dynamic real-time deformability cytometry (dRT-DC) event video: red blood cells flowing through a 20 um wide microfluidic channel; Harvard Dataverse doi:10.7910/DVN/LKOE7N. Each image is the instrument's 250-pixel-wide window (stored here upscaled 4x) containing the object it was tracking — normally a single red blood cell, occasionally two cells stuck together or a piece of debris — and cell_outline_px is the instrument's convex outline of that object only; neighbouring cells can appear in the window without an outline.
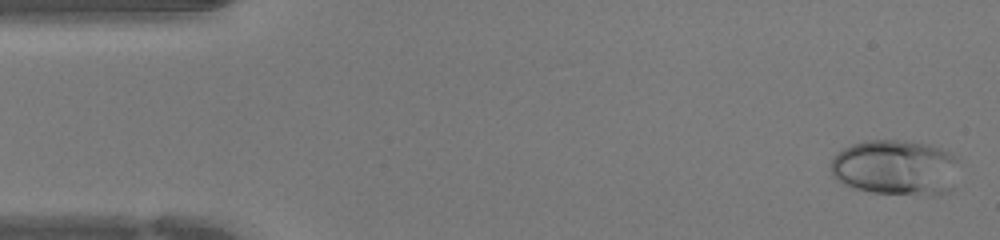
{"species": "human", "species_latin": "Homo sapiens", "temperature_condition": "warm", "stored_images_in_passage": 43, "camera_frame_rate_fps": 3000, "um_per_image_px": 0.085, "donor": {"sex": "female"}, "frame": {"image": 1, "passage_image": 1, "time_ms": 0.0, "image_size_px": [1000, 240], "cell_outline_px": [[956, 160], [952, 192], [940, 196], [928, 196], [872, 192], [856, 188], [844, 184], [836, 180], [832, 176], [832, 156], [844, 148], [852, 144], [864, 140], [912, 140], [928, 144], [952, 152], [956, 156]], "centroid_in_image_um": [76.15, 14.25], "position_along_channel_um": 8.9, "area_um2": 42.14}}
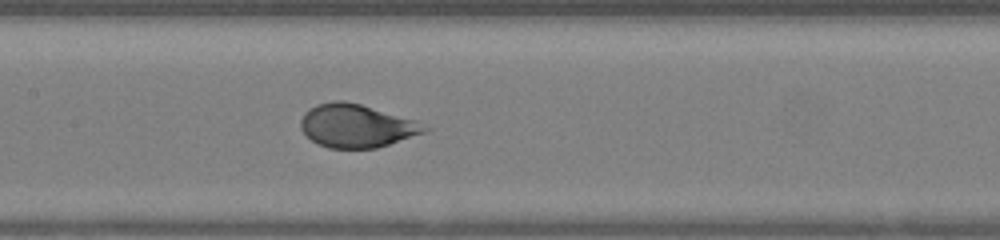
{"frame": {"image": 2, "passage_image": 20, "time_ms": 6.333, "image_size_px": [1000, 240], "cell_outline_px": [[432, 128], [424, 132], [376, 148], [328, 148], [312, 140], [300, 128], [300, 120], [304, 112], [308, 108], [316, 104], [332, 100], [344, 100], [360, 104], [412, 120]], "centroid_in_image_um": [30.23, 10.68], "position_along_channel_um": 177.2, "area_um2": 30.75}}
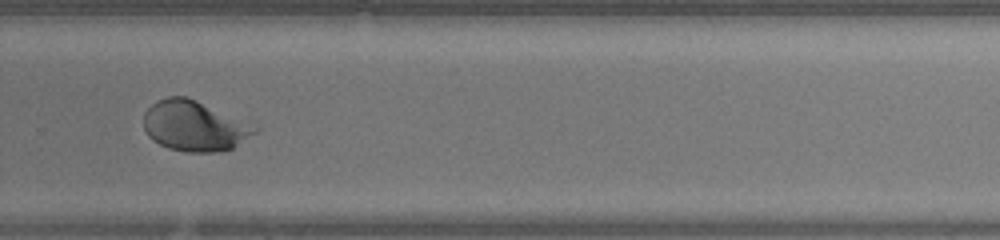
{"frame": {"image": 3, "passage_image": 29, "time_ms": 9.333, "image_size_px": [1000, 240], "cell_outline_px": [[260, 128], [256, 132], [232, 148], [220, 152], [188, 152], [168, 148], [152, 140], [148, 136], [144, 128], [144, 112], [156, 100], [168, 96], [184, 96], [252, 120]], "centroid_in_image_um": [16.59, 10.68], "position_along_channel_um": 313.2, "area_um2": 33.29}}